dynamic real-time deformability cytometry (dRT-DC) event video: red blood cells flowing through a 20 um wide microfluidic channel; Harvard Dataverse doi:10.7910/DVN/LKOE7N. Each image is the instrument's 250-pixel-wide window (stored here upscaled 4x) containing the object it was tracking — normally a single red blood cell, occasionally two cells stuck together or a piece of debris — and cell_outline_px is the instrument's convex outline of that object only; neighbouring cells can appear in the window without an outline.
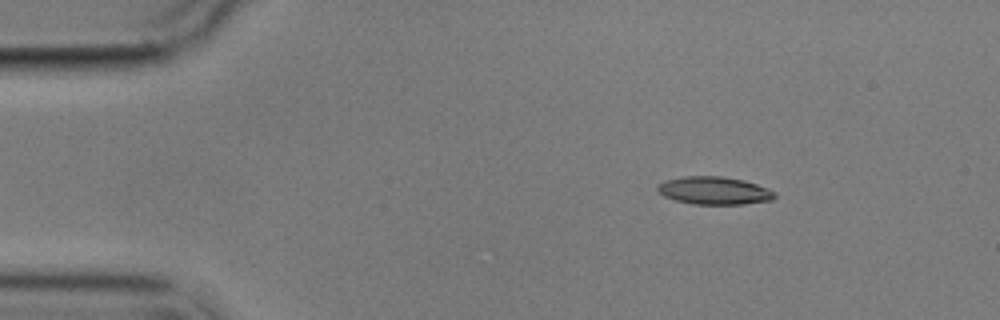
{"species": "common noctule bat (a hibernating species)", "species_latin": "Nyctalus noctula", "temperature_condition": "cold", "stored_images_in_passage": 4, "camera_frame_rate_fps": 3000, "um_per_image_px": 0.085, "animal": {"sex": "male", "body_mass_g": 17.9}, "frame": {"image": 1, "passage_image": 1, "time_ms": 0.0, "image_size_px": [1000, 320], "cell_outline_px": [[776, 196], [772, 200], [744, 204], [692, 204], [676, 200], [664, 196], [656, 188], [664, 180], [684, 176], [720, 176], [744, 180], [768, 188], [776, 192]], "centroid_in_image_um": [60.73, 16.2], "position_along_channel_um": 24.3, "area_um2": 18.96}}
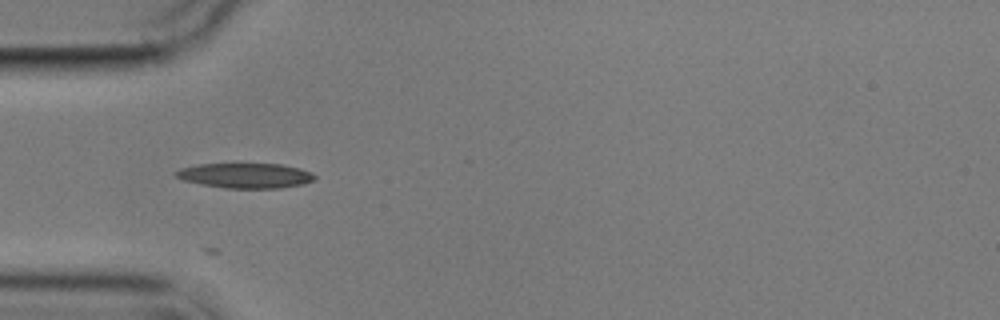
{"frame": {"image": 2, "passage_image": 3, "time_ms": 3.0, "image_size_px": [1000, 320], "cell_outline_px": [[316, 180], [300, 184], [280, 188], [228, 188], [204, 184], [184, 180], [176, 176], [176, 172], [180, 168], [200, 164], [280, 164], [300, 168], [312, 172], [316, 176]], "centroid_in_image_um": [20.92, 14.92], "position_along_channel_um": 64.1, "area_um2": 19.94}}